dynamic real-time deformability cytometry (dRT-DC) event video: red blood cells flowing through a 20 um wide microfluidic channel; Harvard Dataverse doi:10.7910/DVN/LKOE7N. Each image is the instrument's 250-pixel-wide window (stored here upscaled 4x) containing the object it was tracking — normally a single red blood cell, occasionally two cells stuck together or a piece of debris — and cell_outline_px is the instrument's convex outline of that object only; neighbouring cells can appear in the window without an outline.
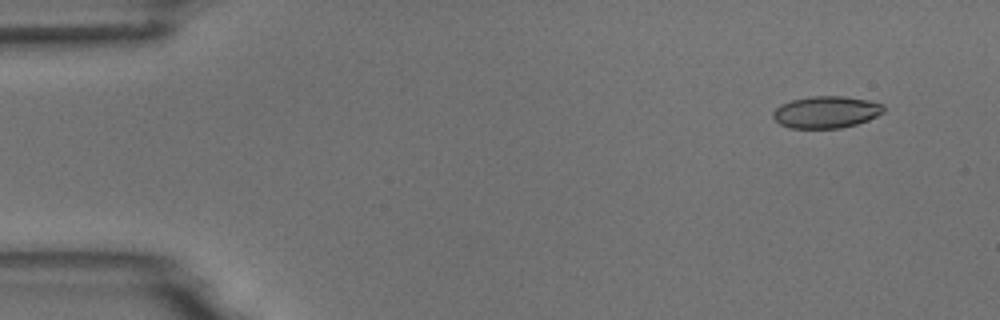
{"species": "common noctule bat (a hibernating species)", "species_latin": "Nyctalus noctula", "temperature_condition": "room temperature", "stored_images_in_passage": 4, "camera_frame_rate_fps": 3000, "um_per_image_px": 0.085, "animal": {"sex": "male", "body_mass_g": 18.8}, "frame": {"image": 1, "passage_image": 1, "time_ms": 0.0, "image_size_px": [1000, 320], "cell_outline_px": [[884, 112], [868, 120], [856, 124], [840, 128], [788, 128], [780, 124], [772, 116], [772, 112], [780, 104], [792, 100], [812, 96], [844, 96], [868, 100], [884, 104]], "centroid_in_image_um": [70.22, 9.52], "position_along_channel_um": 14.8, "area_um2": 20.63}}
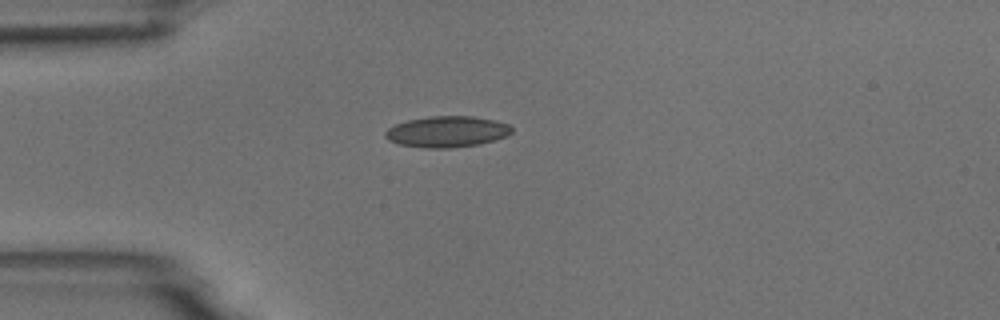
{"frame": {"image": 2, "passage_image": 4, "time_ms": 3.333, "image_size_px": [1000, 320], "cell_outline_px": [[512, 132], [508, 136], [480, 144], [448, 148], [424, 148], [400, 144], [388, 140], [384, 136], [384, 132], [388, 128], [396, 124], [408, 120], [428, 116], [472, 116], [492, 120], [508, 124], [512, 128]], "centroid_in_image_um": [37.98, 11.19], "position_along_channel_um": 47.0, "area_um2": 22.89}}